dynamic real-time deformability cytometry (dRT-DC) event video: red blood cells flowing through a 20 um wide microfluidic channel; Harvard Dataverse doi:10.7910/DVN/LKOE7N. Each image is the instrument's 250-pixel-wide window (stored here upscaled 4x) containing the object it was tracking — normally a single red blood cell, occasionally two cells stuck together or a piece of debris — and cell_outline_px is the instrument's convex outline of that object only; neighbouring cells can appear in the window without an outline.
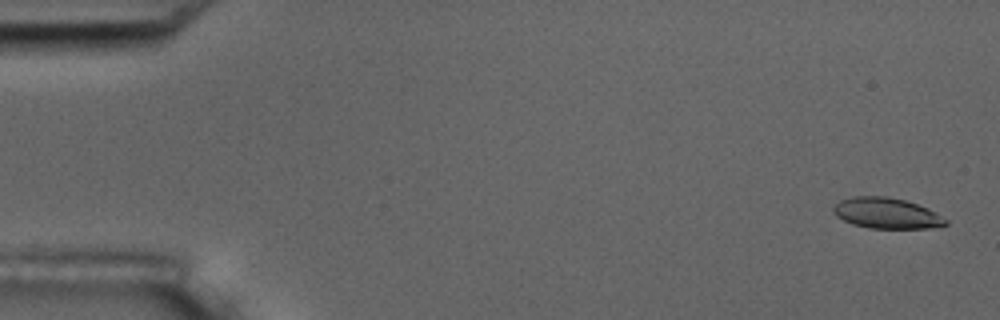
{"species": "common noctule bat (a hibernating species)", "species_latin": "Nyctalus noctula", "temperature_condition": "room temperature", "stored_images_in_passage": 5, "camera_frame_rate_fps": 3000, "um_per_image_px": 0.085, "animal": {"sex": "male", "body_mass_g": 17.5, "forearm_length_mm": 52.3}, "frame": {"image": 1, "passage_image": 1, "time_ms": 0.0, "image_size_px": [1000, 320], "cell_outline_px": [[948, 224], [928, 228], [868, 228], [852, 224], [836, 216], [832, 212], [832, 208], [840, 200], [852, 196], [888, 196], [904, 200], [928, 208], [948, 220]], "centroid_in_image_um": [75.33, 18.12], "position_along_channel_um": 9.7, "area_um2": 20.11}}
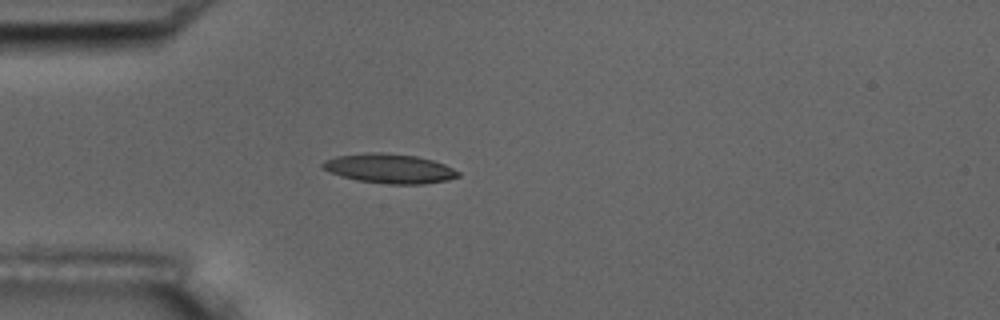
{"frame": {"image": 2, "passage_image": 5, "time_ms": 4.667, "image_size_px": [1000, 320], "cell_outline_px": [[460, 176], [448, 180], [424, 184], [388, 184], [356, 180], [320, 168], [320, 164], [324, 160], [336, 156], [368, 152], [380, 152], [416, 156], [432, 160], [444, 164], [460, 172]], "centroid_in_image_um": [33.1, 14.32], "position_along_channel_um": 51.9, "area_um2": 23.24}}